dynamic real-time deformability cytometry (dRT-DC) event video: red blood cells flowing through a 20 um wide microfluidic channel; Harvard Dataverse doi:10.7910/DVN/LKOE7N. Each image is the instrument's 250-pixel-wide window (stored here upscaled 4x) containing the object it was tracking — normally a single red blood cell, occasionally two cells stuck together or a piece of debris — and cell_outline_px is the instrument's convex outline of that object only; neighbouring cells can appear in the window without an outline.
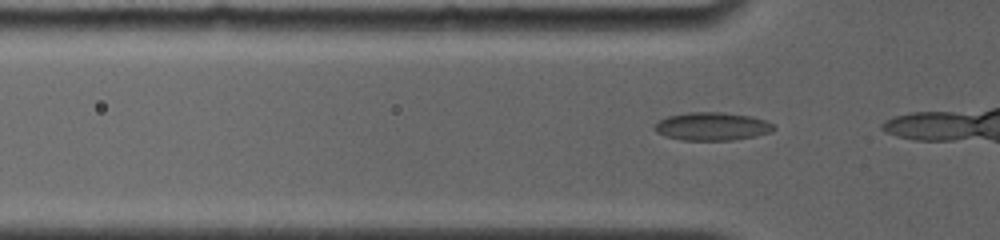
{"species": "common noctule bat (a hibernating species)", "species_latin": "Nyctalus noctula", "temperature_condition": "room temperature", "stored_images_in_passage": 5, "camera_frame_rate_fps": 4000, "um_per_image_px": 0.085, "animal": {"sex": "female", "body_mass_g": 19.0, "forearm_length_mm": 56.7}, "frame": {"image": 1, "passage_image": 3, "time_ms": 0.5, "image_size_px": [1000, 240], "cell_outline_px": [[776, 128], [772, 132], [756, 136], [732, 140], [680, 140], [664, 136], [656, 132], [652, 128], [660, 120], [668, 116], [688, 112], [724, 112], [752, 116], [764, 120], [772, 124]], "centroid_in_image_um": [60.52, 10.74], "position_along_channel_um": 65.3, "area_um2": 19.65}}